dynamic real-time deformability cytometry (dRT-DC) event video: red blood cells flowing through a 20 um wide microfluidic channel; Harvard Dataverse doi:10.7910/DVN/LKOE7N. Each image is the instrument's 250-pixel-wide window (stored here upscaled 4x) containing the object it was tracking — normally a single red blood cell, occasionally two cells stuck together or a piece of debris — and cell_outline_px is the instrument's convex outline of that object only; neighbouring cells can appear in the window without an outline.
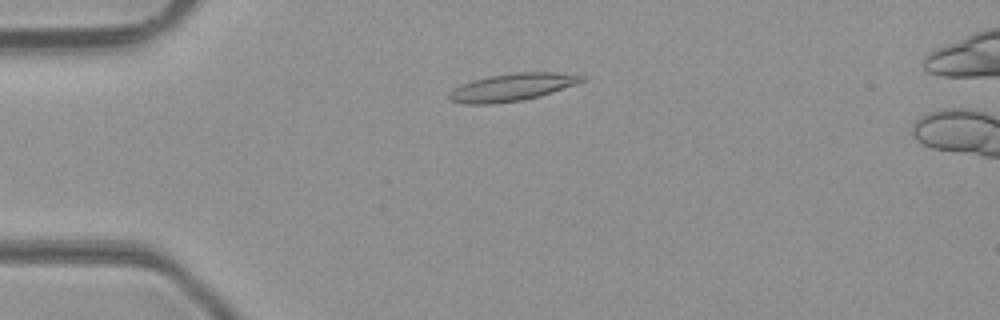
{"species": "common noctule bat (a hibernating species)", "species_latin": "Nyctalus noctula", "temperature_condition": "room temperature", "stored_images_in_passage": 15, "camera_frame_rate_fps": 3000, "um_per_image_px": 0.085, "animal": {"sex": "male", "body_mass_g": 23.1, "forearm_length_mm": 52.7}, "frame": {"image": 1, "passage_image": 11, "time_ms": 3.333, "image_size_px": [1000, 320], "cell_outline_px": [[588, 80], [540, 96], [524, 100], [492, 104], [464, 104], [452, 100], [448, 96], [448, 92], [460, 84], [472, 80], [488, 76], [516, 72], [556, 72], [588, 76]], "centroid_in_image_um": [43.55, 7.4], "position_along_channel_um": 41.4, "area_um2": 21.5}}